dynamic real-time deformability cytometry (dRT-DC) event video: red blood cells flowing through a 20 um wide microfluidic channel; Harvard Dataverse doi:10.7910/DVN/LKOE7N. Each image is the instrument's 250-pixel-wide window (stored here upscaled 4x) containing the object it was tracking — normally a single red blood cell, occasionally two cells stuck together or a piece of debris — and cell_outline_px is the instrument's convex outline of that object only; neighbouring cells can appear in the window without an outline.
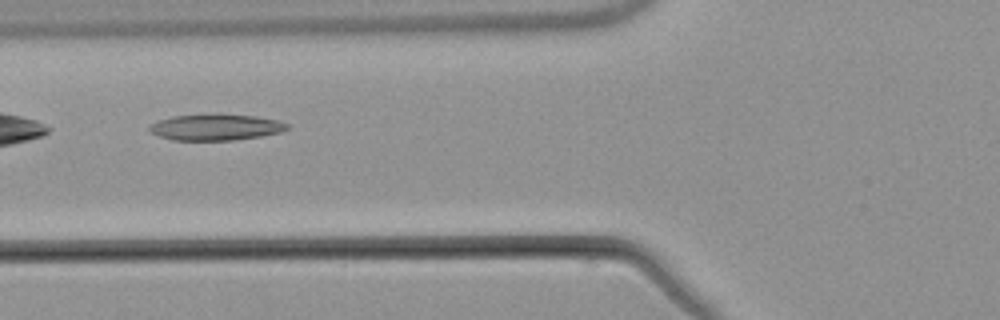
{"species": "common noctule bat (a hibernating species)", "species_latin": "Nyctalus noctula", "temperature_condition": "warm", "stored_images_in_passage": 6, "camera_frame_rate_fps": 3000, "um_per_image_px": 0.085, "animal": {"sex": "male", "body_mass_g": 21.5, "forearm_length_mm": 52.0}, "frame": {"image": 1, "passage_image": 2, "time_ms": 1.333, "image_size_px": [1000, 320], "cell_outline_px": [[292, 128], [280, 132], [260, 136], [232, 140], [172, 140], [148, 132], [148, 124], [156, 120], [172, 116], [212, 112], [220, 112], [256, 116], [276, 120], [288, 124]], "centroid_in_image_um": [18.28, 10.77], "position_along_channel_um": 107.5, "area_um2": 21.79}}
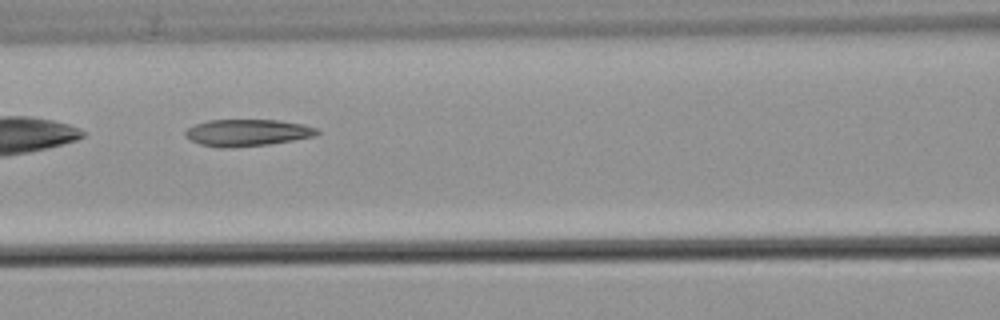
{"frame": {"image": 2, "passage_image": 3, "time_ms": 2.333, "image_size_px": [1000, 320], "cell_outline_px": [[320, 132], [316, 136], [268, 144], [228, 148], [220, 148], [200, 144], [184, 136], [184, 132], [188, 128], [196, 124], [208, 120], [280, 120], [304, 124], [316, 128]], "centroid_in_image_um": [21.02, 11.27], "position_along_channel_um": 145.6, "area_um2": 20.58}}